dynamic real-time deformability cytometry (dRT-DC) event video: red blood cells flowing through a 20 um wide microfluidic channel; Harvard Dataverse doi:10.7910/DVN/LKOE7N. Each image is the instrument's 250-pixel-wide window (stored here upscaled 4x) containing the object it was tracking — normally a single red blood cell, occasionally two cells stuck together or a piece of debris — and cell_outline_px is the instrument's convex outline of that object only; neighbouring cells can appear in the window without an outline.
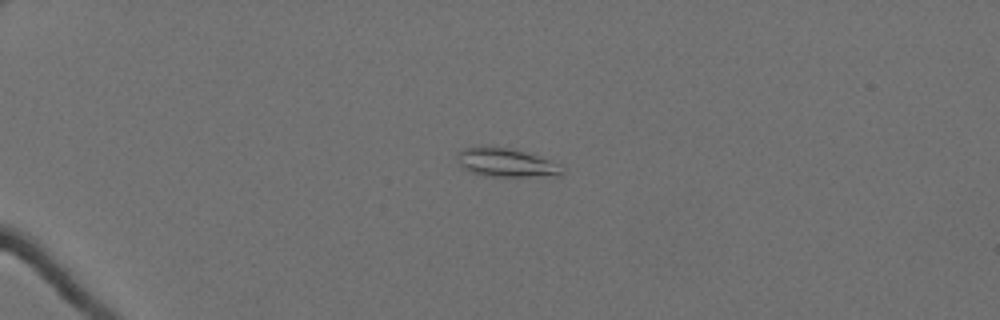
{"species": "Egyptian fruit bat (a non-hibernating species)", "species_latin": "Rousettus aegyptiacus", "temperature_condition": "cold", "stored_images_in_passage": 51, "camera_frame_rate_fps": 3000, "um_per_image_px": 0.085, "animal": {"sex": "female"}, "frame": {"image": 1, "passage_image": 8, "time_ms": 2.333, "image_size_px": [1000, 320], "cell_outline_px": [[564, 172], [560, 176], [492, 176], [472, 172], [464, 168], [460, 164], [460, 152], [464, 148], [508, 148], [536, 156], [548, 160], [564, 168]], "centroid_in_image_um": [43.1, 13.86], "position_along_channel_um": 41.9, "area_um2": 16.47}}
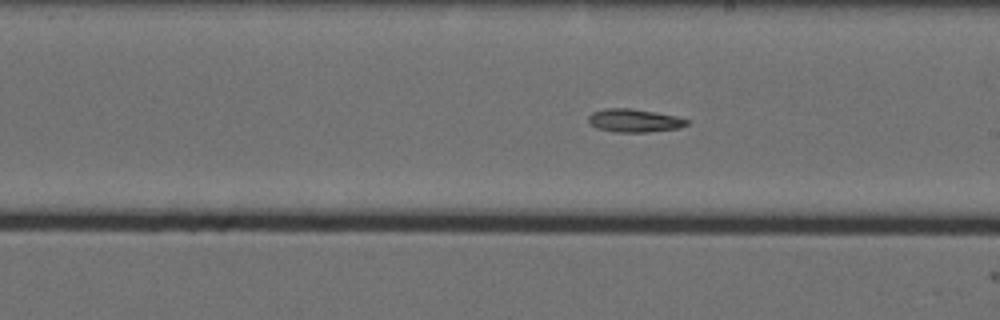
{"frame": {"image": 2, "passage_image": 29, "time_ms": 9.333, "image_size_px": [1000, 320], "cell_outline_px": [[688, 124], [680, 128], [644, 132], [612, 132], [596, 128], [588, 120], [588, 116], [592, 112], [604, 108], [632, 108], [676, 116], [688, 120]], "centroid_in_image_um": [53.88, 10.24], "position_along_channel_um": 235.1, "area_um2": 13.29}}
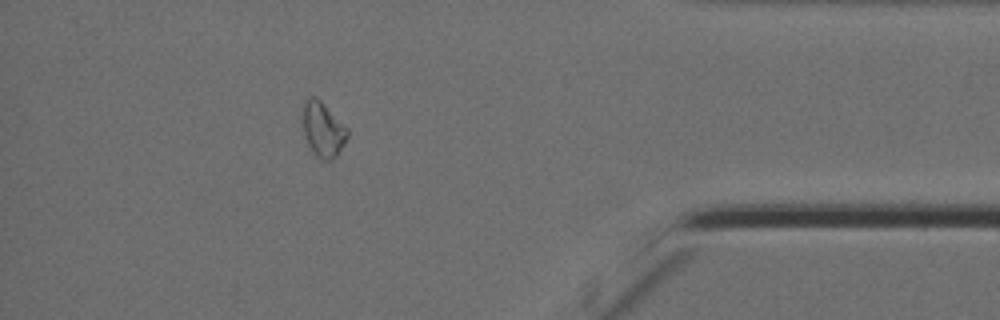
{"frame": {"image": 3, "passage_image": 46, "time_ms": 15.0, "image_size_px": [1000, 320], "cell_outline_px": [[348, 136], [344, 144], [336, 156], [332, 160], [324, 160], [316, 156], [312, 152], [304, 136], [304, 100], [308, 96], [316, 96], [348, 128]], "centroid_in_image_um": [27.46, 11.01], "position_along_channel_um": 407.7, "area_um2": 14.16}}